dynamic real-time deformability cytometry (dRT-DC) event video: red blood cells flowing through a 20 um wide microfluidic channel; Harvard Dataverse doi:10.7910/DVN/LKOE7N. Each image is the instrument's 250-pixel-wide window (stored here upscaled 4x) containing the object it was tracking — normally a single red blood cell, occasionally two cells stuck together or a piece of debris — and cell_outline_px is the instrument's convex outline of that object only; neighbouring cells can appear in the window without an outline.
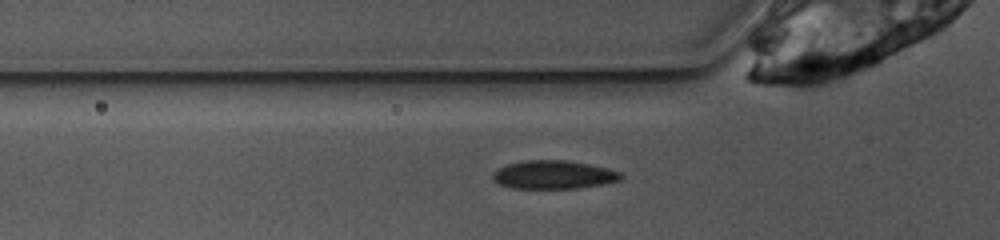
{"species": "common noctule bat (a hibernating species)", "species_latin": "Nyctalus noctula", "temperature_condition": "warm", "stored_images_in_passage": 30, "camera_frame_rate_fps": 3000, "um_per_image_px": 0.085, "animal": {"sex": "female", "body_mass_g": 10.0, "forearm_length_mm": 53.1}, "frame": {"image": 1, "passage_image": 3, "time_ms": 0.667, "image_size_px": [1000, 240], "cell_outline_px": [[624, 176], [620, 180], [604, 184], [576, 188], [512, 188], [500, 184], [492, 180], [492, 172], [508, 164], [524, 160], [564, 160], [588, 164], [608, 168], [620, 172]], "centroid_in_image_um": [47.06, 14.85], "position_along_channel_um": 78.7, "area_um2": 21.15}}
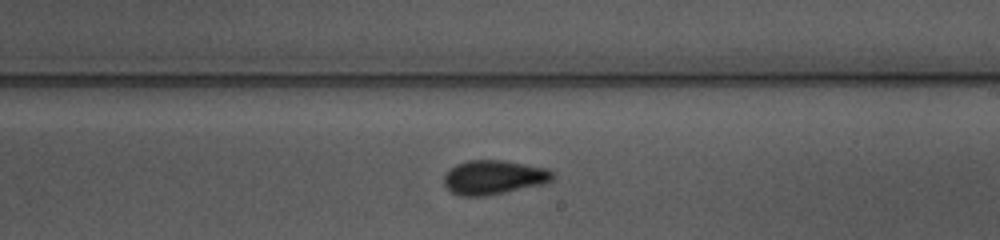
{"frame": {"image": 2, "passage_image": 16, "time_ms": 5.0, "image_size_px": [1000, 240], "cell_outline_px": [[556, 180], [544, 184], [484, 196], [460, 196], [452, 192], [444, 184], [444, 176], [456, 164], [468, 160], [504, 160], [548, 168], [556, 176]], "centroid_in_image_um": [42.03, 15.06], "position_along_channel_um": 247.0, "area_um2": 21.73}}
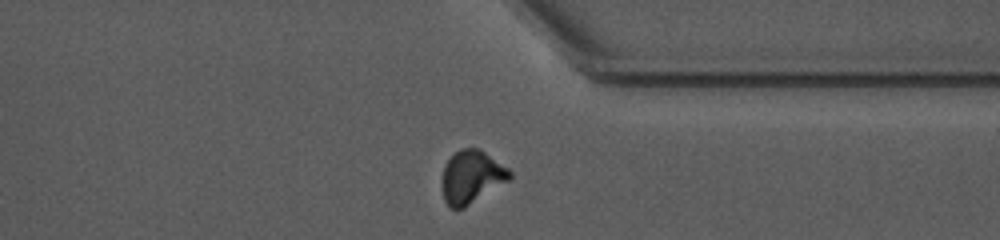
{"frame": {"image": 3, "passage_image": 26, "time_ms": 8.333, "image_size_px": [1000, 240], "cell_outline_px": [[512, 176], [508, 180], [464, 208], [452, 208], [444, 200], [440, 184], [444, 164], [460, 148], [480, 148], [508, 168], [512, 172]], "centroid_in_image_um": [40.05, 15.02], "position_along_channel_um": 371.4, "area_um2": 20.87}, "authors_computed_cell_mechanics": {"area_um2": 21.0681, "velocity_mm_per_s": 3.8622, "shape_relaxation_time_tau1_ms": 4.97, "shape_relaxation_time_tau2_ms": 1.2293, "deformation_change_tau1": 0.1487, "deformation_change_tau2": 0.0436}}